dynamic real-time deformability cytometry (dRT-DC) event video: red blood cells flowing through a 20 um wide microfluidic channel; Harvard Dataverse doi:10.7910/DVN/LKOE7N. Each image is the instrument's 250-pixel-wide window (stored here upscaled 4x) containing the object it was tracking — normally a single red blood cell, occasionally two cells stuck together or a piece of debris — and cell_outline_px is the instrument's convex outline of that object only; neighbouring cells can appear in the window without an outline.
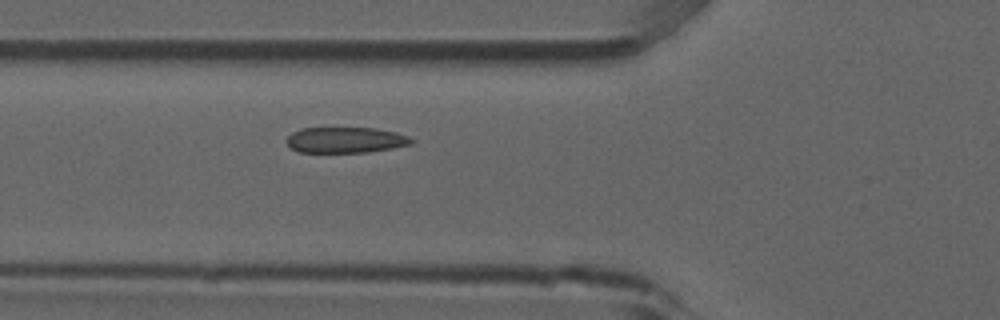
{"species": "common noctule bat (a hibernating species)", "species_latin": "Nyctalus noctula", "temperature_condition": "room temperature", "stored_images_in_passage": 3, "camera_frame_rate_fps": 3000, "um_per_image_px": 0.085, "animal": {"sex": "male", "forearm_length_mm": 52.5}, "frame": {"image": 1, "passage_image": 3, "time_ms": 0.667, "image_size_px": [1000, 320], "cell_outline_px": [[412, 144], [392, 148], [368, 152], [300, 152], [292, 148], [284, 140], [292, 132], [300, 128], [376, 128], [396, 132], [408, 136], [412, 140]], "centroid_in_image_um": [29.35, 11.89], "position_along_channel_um": 96.4, "area_um2": 18.73}}